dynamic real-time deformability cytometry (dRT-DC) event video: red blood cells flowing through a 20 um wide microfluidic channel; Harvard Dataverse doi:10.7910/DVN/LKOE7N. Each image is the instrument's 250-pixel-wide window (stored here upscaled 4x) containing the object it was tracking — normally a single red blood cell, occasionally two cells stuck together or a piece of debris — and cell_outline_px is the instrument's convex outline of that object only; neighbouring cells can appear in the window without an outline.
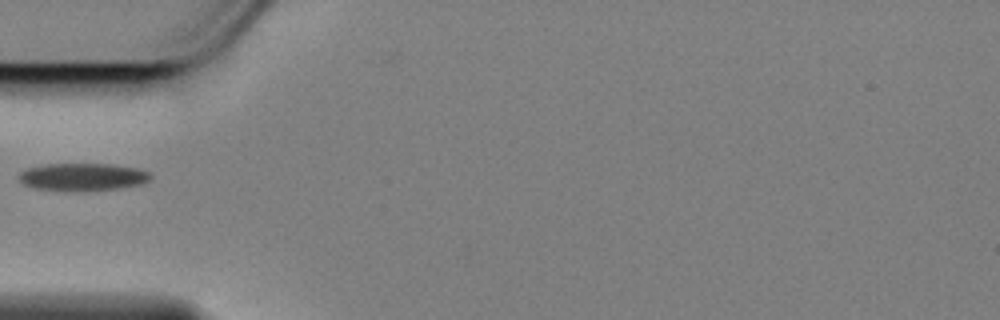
{"species": "Egyptian fruit bat (a non-hibernating species)", "species_latin": "Rousettus aegyptiacus", "temperature_condition": "cold", "stored_images_in_passage": 40, "camera_frame_rate_fps": 3000, "um_per_image_px": 0.085, "animal": {"sex": "female"}, "frame": {"image": 1, "passage_image": 1, "time_ms": 0.0, "image_size_px": [1000, 320], "cell_outline_px": [[152, 176], [148, 180], [140, 184], [120, 188], [80, 192], [72, 192], [36, 188], [24, 184], [20, 180], [20, 172], [28, 168], [48, 164], [112, 164], [136, 168], [148, 172]], "centroid_in_image_um": [7.03, 15.05], "position_along_channel_um": 78.0, "area_um2": 21.15}}
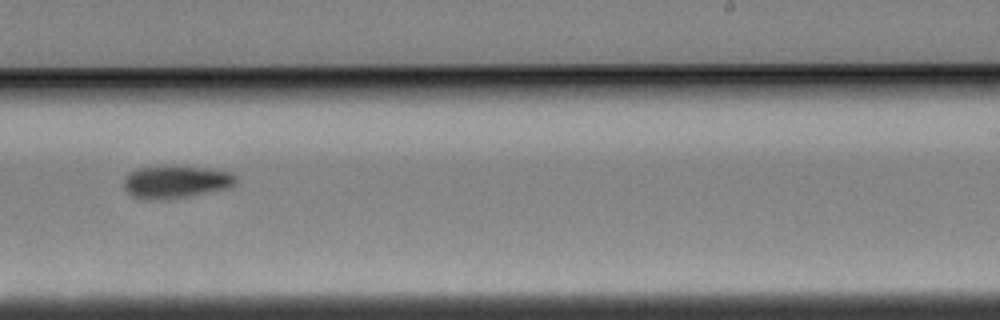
{"frame": {"image": 2, "passage_image": 18, "time_ms": 5.667, "image_size_px": [1000, 320], "cell_outline_px": [[236, 184], [224, 188], [188, 196], [168, 200], [140, 200], [132, 196], [124, 188], [124, 176], [128, 172], [136, 168], [172, 164], [204, 168], [228, 172], [236, 176]], "centroid_in_image_um": [14.84, 15.44], "position_along_channel_um": 274.2, "area_um2": 21.73}}
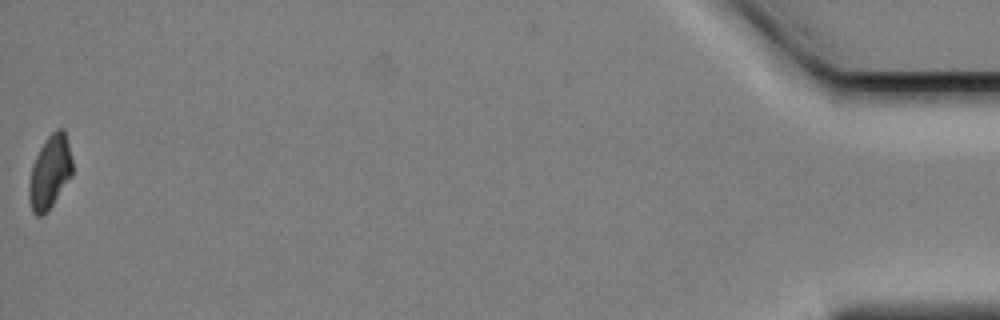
{"frame": {"image": 3, "passage_image": 40, "time_ms": 13.0, "image_size_px": [1000, 320], "cell_outline_px": [[72, 176], [52, 204], [40, 216], [36, 216], [32, 212], [28, 196], [28, 184], [32, 164], [40, 148], [48, 136], [56, 128], [64, 128], [72, 160]], "centroid_in_image_um": [4.23, 14.61], "position_along_channel_um": 431.0, "area_um2": 18.38}}